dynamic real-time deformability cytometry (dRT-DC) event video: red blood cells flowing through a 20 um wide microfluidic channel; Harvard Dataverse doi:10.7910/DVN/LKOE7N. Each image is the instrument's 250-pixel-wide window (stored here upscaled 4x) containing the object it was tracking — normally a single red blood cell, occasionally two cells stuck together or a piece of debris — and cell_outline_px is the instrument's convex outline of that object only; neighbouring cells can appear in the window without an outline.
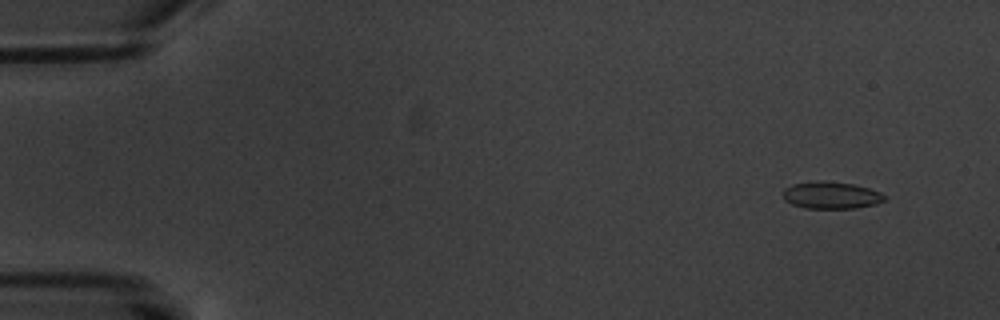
{"species": "common noctule bat (a hibernating species)", "species_latin": "Nyctalus noctula", "temperature_condition": "warm", "stored_images_in_passage": 6, "camera_frame_rate_fps": 3000, "um_per_image_px": 0.085, "animal": {"sex": "male", "body_mass_g": 20.1, "forearm_length_mm": 53.5}, "frame": {"image": 1, "passage_image": 1, "time_ms": 0.0, "image_size_px": [1000, 320], "cell_outline_px": [[884, 200], [876, 204], [856, 208], [804, 208], [792, 204], [784, 200], [784, 188], [792, 184], [820, 180], [824, 180], [852, 184], [868, 188], [880, 192], [884, 196]], "centroid_in_image_um": [70.62, 16.59], "position_along_channel_um": 14.4, "area_um2": 15.95}}
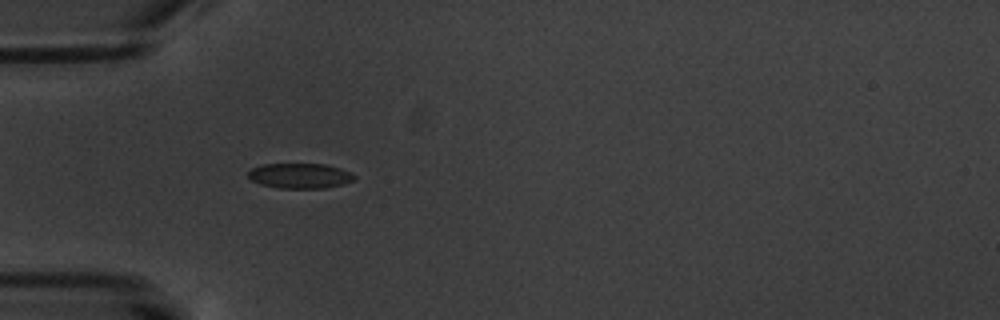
{"frame": {"image": 2, "passage_image": 5, "time_ms": 4.667, "image_size_px": [1000, 320], "cell_outline_px": [[356, 176], [352, 180], [340, 184], [324, 188], [276, 188], [260, 184], [252, 180], [248, 176], [248, 172], [252, 168], [264, 164], [324, 164], [340, 168], [352, 172]], "centroid_in_image_um": [25.48, 14.94], "position_along_channel_um": 59.5, "area_um2": 15.43}}